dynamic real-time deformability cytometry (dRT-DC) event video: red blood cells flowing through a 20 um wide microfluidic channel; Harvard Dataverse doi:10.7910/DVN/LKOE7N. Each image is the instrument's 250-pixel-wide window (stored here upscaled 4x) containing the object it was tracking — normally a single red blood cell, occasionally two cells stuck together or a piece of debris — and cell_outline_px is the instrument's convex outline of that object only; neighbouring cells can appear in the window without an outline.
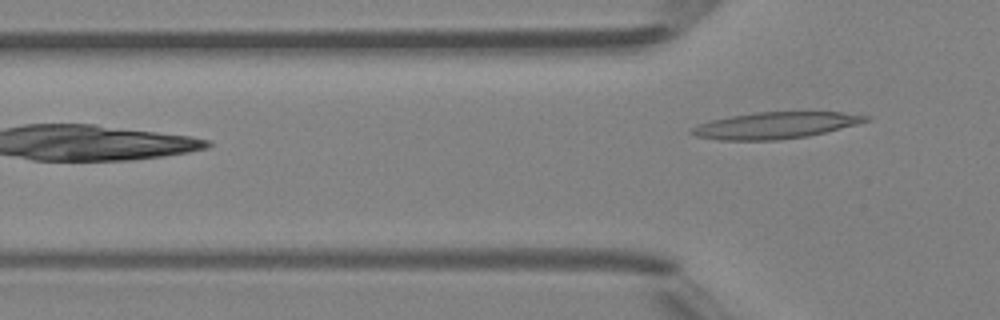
{"species": "Egyptian fruit bat (a non-hibernating species)", "species_latin": "Rousettus aegyptiacus", "temperature_condition": "room temperature", "stored_images_in_passage": 4, "segment_of_instrument_passage": [2, 2], "camera_frame_rate_fps": 3000, "um_per_image_px": 0.085, "animal": {"sex": "female"}, "frame": {"image": 1, "passage_image": 4, "time_ms": 4.333, "image_size_px": [1000, 320], "cell_outline_px": [[872, 116], [868, 120], [856, 124], [808, 136], [776, 140], [720, 140], [696, 136], [688, 132], [692, 128], [700, 124], [712, 120], [732, 116], [756, 112], [840, 112]], "centroid_in_image_um": [65.89, 10.66], "position_along_channel_um": 59.9, "area_um2": 26.53}}